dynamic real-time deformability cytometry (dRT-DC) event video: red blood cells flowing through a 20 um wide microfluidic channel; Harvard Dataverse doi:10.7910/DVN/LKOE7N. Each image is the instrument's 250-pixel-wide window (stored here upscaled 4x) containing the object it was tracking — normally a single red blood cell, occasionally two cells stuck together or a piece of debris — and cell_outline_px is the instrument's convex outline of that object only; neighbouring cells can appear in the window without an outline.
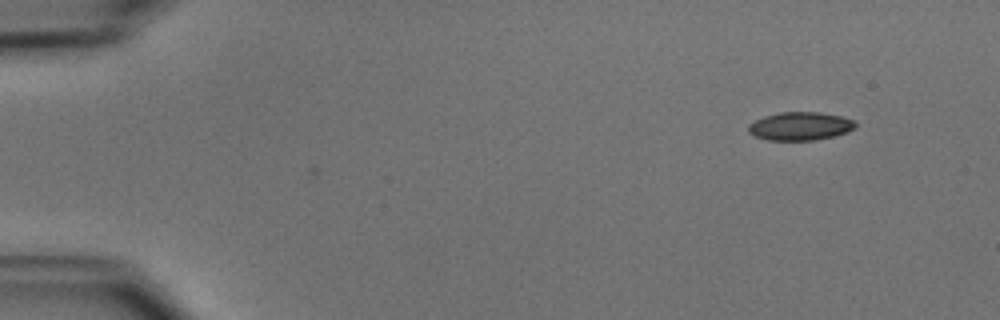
{"species": "common noctule bat (a hibernating species)", "species_latin": "Nyctalus noctula", "temperature_condition": "cold", "stored_images_in_passage": 2, "camera_frame_rate_fps": 3000, "um_per_image_px": 0.085, "animal": {"sex": "male", "body_mass_g": 15.6}, "frame": {"image": 1, "passage_image": 2, "time_ms": 0.333, "image_size_px": [1000, 320], "cell_outline_px": [[856, 128], [848, 132], [832, 136], [812, 140], [768, 140], [756, 136], [748, 132], [748, 124], [764, 116], [780, 112], [820, 112], [840, 116], [852, 120], [856, 124]], "centroid_in_image_um": [68.0, 10.72], "position_along_channel_um": 17.0, "area_um2": 17.51}}